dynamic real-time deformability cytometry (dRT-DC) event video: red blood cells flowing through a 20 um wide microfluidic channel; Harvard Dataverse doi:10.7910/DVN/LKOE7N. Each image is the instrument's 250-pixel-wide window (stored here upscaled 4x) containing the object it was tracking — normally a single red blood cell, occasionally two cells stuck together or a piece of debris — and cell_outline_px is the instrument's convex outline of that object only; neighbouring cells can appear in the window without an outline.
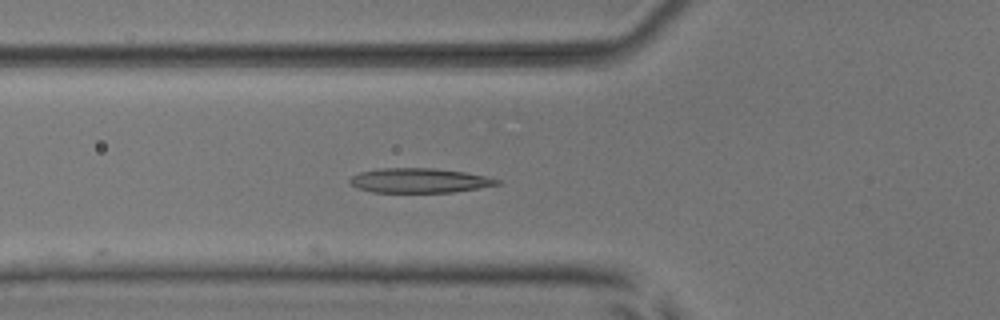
{"species": "common noctule bat (a hibernating species)", "species_latin": "Nyctalus noctula", "temperature_condition": "room temperature", "stored_images_in_passage": 34, "camera_frame_rate_fps": 3000, "um_per_image_px": 0.085, "animal": {"sex": "male", "body_mass_g": 17.9, "forearm_length_mm": 54.2}, "frame": {"image": 1, "passage_image": 2, "time_ms": 0.333, "image_size_px": [1000, 320], "cell_outline_px": [[500, 184], [452, 192], [372, 192], [356, 188], [348, 180], [352, 176], [360, 172], [380, 168], [432, 168], [464, 172], [484, 176], [500, 180]], "centroid_in_image_um": [35.59, 15.34], "position_along_channel_um": 90.2, "area_um2": 20.87}}
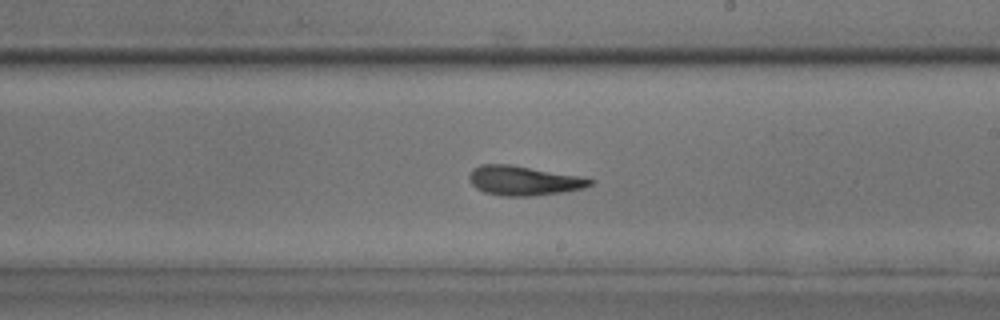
{"frame": {"image": 2, "passage_image": 14, "time_ms": 4.333, "image_size_px": [1000, 320], "cell_outline_px": [[596, 180], [592, 184], [584, 188], [564, 192], [528, 196], [500, 196], [484, 192], [476, 188], [472, 184], [468, 176], [472, 168], [480, 164], [512, 164], [580, 176]], "centroid_in_image_um": [44.5, 15.34], "position_along_channel_um": 244.5, "area_um2": 20.98}}
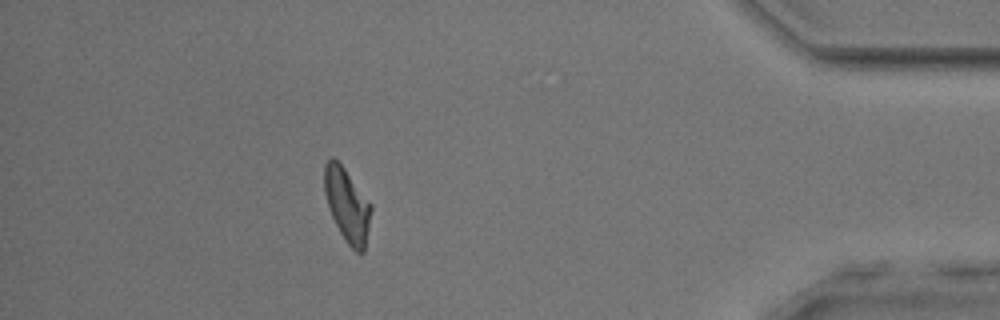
{"frame": {"image": 3, "passage_image": 30, "time_ms": 9.667, "image_size_px": [1000, 320], "cell_outline_px": [[372, 208], [364, 252], [356, 252], [344, 240], [328, 208], [324, 192], [324, 164], [332, 156], [344, 168], [372, 204]], "centroid_in_image_um": [29.5, 17.42], "position_along_channel_um": 405.7, "area_um2": 19.94}}